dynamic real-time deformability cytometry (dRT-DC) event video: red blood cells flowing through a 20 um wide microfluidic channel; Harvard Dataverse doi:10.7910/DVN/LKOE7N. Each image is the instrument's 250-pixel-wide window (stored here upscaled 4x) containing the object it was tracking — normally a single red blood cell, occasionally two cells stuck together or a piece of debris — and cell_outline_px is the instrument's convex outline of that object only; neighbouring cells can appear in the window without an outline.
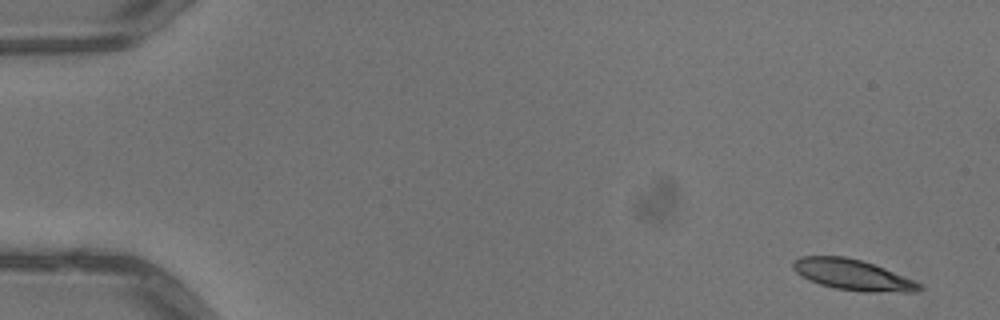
{"species": "common noctule bat (a hibernating species)", "species_latin": "Nyctalus noctula", "temperature_condition": "warm", "stored_images_in_passage": 5, "camera_frame_rate_fps": 3000, "um_per_image_px": 0.085, "animal": {"sex": "male", "body_mass_g": 13.3}, "frame": {"image": 1, "passage_image": 1, "time_ms": 0.0, "image_size_px": [1000, 320], "cell_outline_px": [[924, 288], [920, 292], [860, 292], [836, 288], [820, 284], [808, 280], [800, 276], [792, 268], [792, 264], [800, 256], [844, 256], [860, 260], [884, 268], [912, 280], [920, 284]], "centroid_in_image_um": [72.46, 23.37], "position_along_channel_um": 12.5, "area_um2": 22.54}}
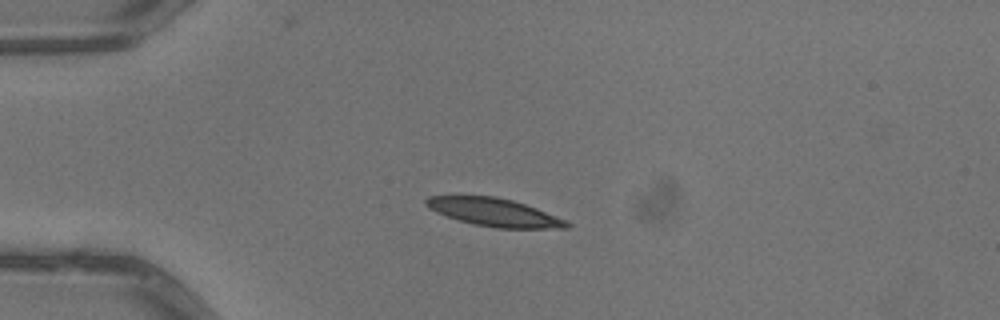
{"frame": {"image": 2, "passage_image": 4, "time_ms": 1.0, "image_size_px": [1000, 320], "cell_outline_px": [[572, 224], [568, 228], [496, 228], [472, 224], [436, 212], [428, 208], [424, 204], [424, 200], [428, 196], [496, 196], [512, 200], [536, 208], [568, 220]], "centroid_in_image_um": [42.02, 18.05], "position_along_channel_um": 43.0, "area_um2": 22.95}}